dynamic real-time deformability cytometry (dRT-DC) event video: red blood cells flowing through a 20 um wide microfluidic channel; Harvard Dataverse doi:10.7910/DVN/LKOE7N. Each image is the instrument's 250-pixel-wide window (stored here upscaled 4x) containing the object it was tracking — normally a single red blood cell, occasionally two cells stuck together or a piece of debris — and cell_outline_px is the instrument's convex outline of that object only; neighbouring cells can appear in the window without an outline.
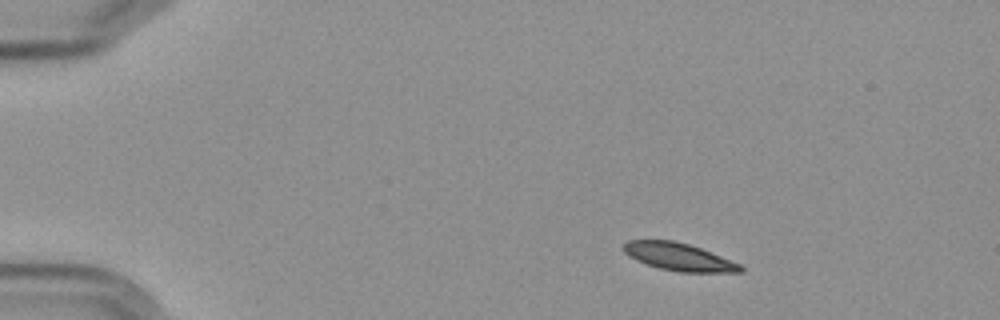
{"species": "Egyptian fruit bat (a non-hibernating species)", "species_latin": "Rousettus aegyptiacus", "temperature_condition": "cold", "stored_images_in_passage": 13, "camera_frame_rate_fps": 3000, "um_per_image_px": 0.085, "frame": {"image": 1, "passage_image": 1, "time_ms": 0.0, "image_size_px": [1000, 320], "cell_outline_px": [[744, 272], [680, 272], [660, 268], [636, 260], [628, 256], [620, 248], [628, 240], [672, 240], [688, 244], [700, 248], [740, 264], [744, 268]], "centroid_in_image_um": [57.67, 21.83], "position_along_channel_um": 27.3, "area_um2": 18.67}}
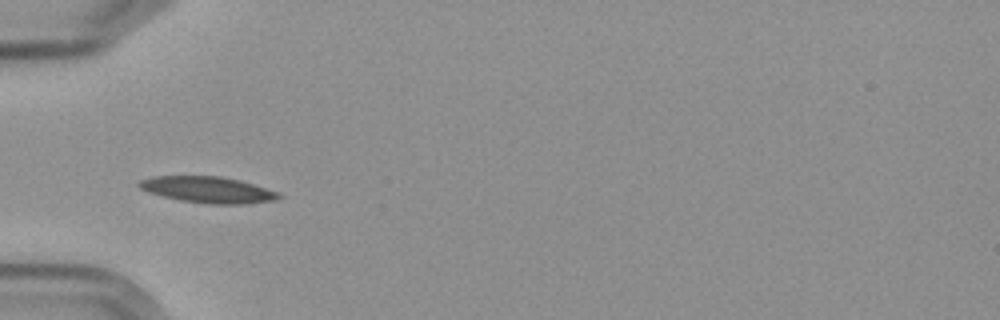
{"frame": {"image": 2, "passage_image": 3, "time_ms": 3.333, "image_size_px": [1000, 320], "cell_outline_px": [[280, 196], [276, 200], [248, 204], [208, 204], [180, 200], [148, 192], [140, 188], [136, 184], [140, 180], [152, 176], [220, 176], [240, 180], [280, 192]], "centroid_in_image_um": [17.68, 16.13], "position_along_channel_um": 67.3, "area_um2": 21.44}}
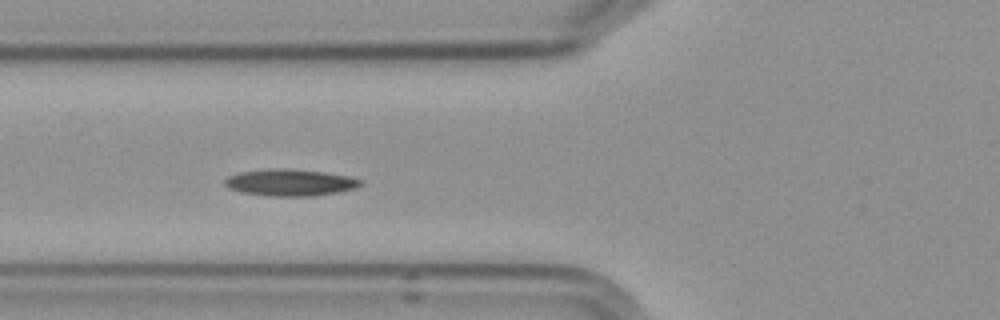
{"frame": {"image": 3, "passage_image": 4, "time_ms": 4.333, "image_size_px": [1000, 320], "cell_outline_px": [[364, 184], [356, 188], [340, 192], [312, 196], [268, 196], [240, 192], [228, 188], [224, 184], [224, 180], [228, 176], [240, 172], [268, 168], [284, 168], [324, 172], [348, 176], [360, 180]], "centroid_in_image_um": [24.64, 15.52], "position_along_channel_um": 101.2, "area_um2": 21.33}, "authors_computed_cell_mechanics": {"area_um2": 19.8832, "velocity_mm_per_s": 3.565, "shape_relaxation_time_tau1_ms": null, "shape_relaxation_time_tau2_ms": 2.6101, "deformation_change_tau1": null, "deformation_change_tau2": 0.0871}}